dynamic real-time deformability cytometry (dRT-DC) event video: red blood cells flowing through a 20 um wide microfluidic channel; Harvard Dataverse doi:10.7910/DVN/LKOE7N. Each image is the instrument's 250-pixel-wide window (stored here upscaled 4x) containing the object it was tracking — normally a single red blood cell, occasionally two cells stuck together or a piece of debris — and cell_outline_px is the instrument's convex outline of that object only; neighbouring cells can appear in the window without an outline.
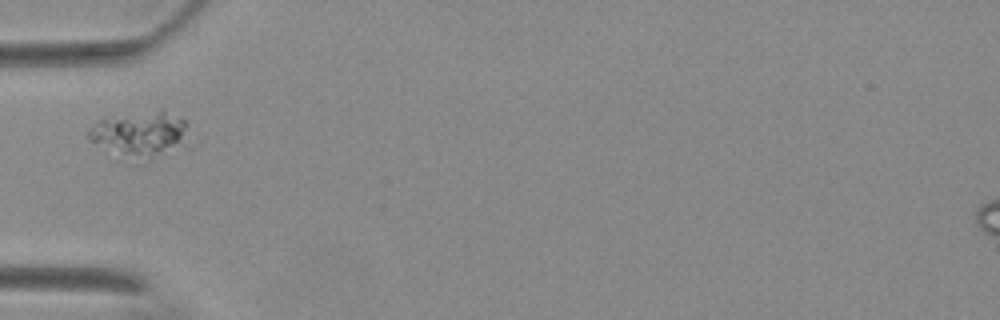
{"species": "Egyptian fruit bat (a non-hibernating species)", "species_latin": "Rousettus aegyptiacus", "temperature_condition": "warm", "stored_images_in_passage": 4, "segment_of_instrument_passage": [1, 2], "camera_frame_rate_fps": 3000, "um_per_image_px": 0.085, "animal": {"sex": "female"}, "frame": {"image": 1, "passage_image": 1, "time_ms": 0.0, "image_size_px": [1000, 320], "cell_outline_px": [[192, 148], [152, 152], [128, 152], [88, 140], [88, 128], [100, 116], [116, 108], [160, 104], [184, 116], [188, 124]], "centroid_in_image_um": [12.05, 11.01], "position_along_channel_um": 73.0, "area_um2": 28.21}}